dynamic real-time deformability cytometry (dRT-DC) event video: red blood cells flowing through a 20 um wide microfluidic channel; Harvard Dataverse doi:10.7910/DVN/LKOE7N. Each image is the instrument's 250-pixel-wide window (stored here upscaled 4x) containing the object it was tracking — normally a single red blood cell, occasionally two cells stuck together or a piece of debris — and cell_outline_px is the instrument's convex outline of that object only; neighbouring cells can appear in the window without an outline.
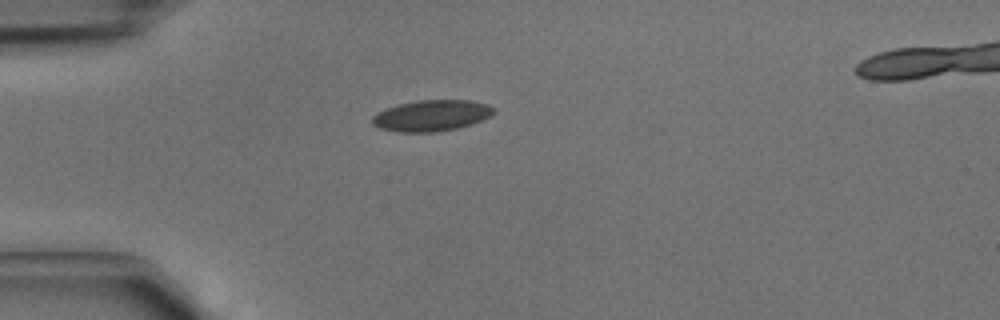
{"species": "common noctule bat (a hibernating species)", "species_latin": "Nyctalus noctula", "temperature_condition": "cold", "stored_images_in_passage": 4, "camera_frame_rate_fps": 3000, "um_per_image_px": 0.085, "animal": {"sex": "male", "body_mass_g": 15.6}, "frame": {"image": 1, "passage_image": 3, "time_ms": 0.667, "image_size_px": [1000, 320], "cell_outline_px": [[496, 112], [472, 124], [456, 128], [436, 132], [400, 132], [380, 128], [372, 124], [372, 116], [376, 112], [400, 104], [420, 100], [472, 100], [488, 104], [496, 108]], "centroid_in_image_um": [36.7, 9.82], "position_along_channel_um": 48.3, "area_um2": 21.96}}